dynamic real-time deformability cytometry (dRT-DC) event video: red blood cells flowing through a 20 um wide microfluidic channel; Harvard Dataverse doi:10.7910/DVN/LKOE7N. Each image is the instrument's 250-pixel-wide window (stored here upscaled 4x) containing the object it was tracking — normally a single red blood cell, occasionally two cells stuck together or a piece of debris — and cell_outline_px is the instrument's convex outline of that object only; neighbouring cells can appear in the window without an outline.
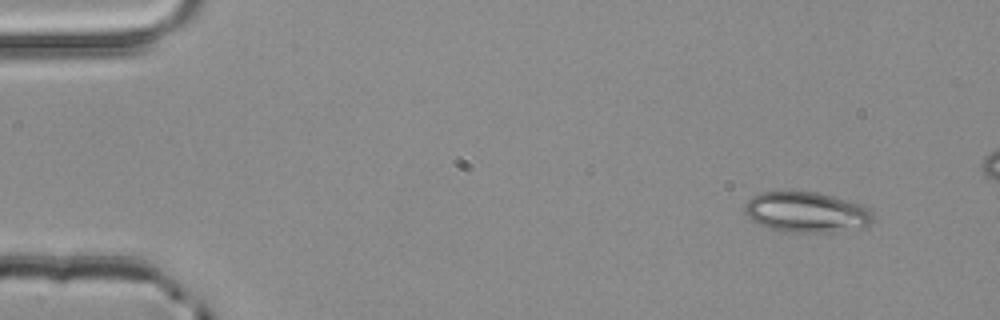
{"species": "common noctule bat (a hibernating species)", "species_latin": "Nyctalus noctula", "temperature_condition": "room temperature", "stored_images_in_passage": 4, "camera_frame_rate_fps": 3000, "um_per_image_px": 0.085, "animal": {"sex": "male", "body_mass_g": 20.4}, "frame": {"image": 1, "passage_image": 1, "time_ms": 0.0, "image_size_px": [1000, 320], "cell_outline_px": [[872, 224], [828, 232], [784, 232], [760, 224], [752, 220], [744, 212], [744, 204], [752, 196], [760, 192], [816, 192], [832, 196], [860, 204], [872, 212]], "centroid_in_image_um": [68.49, 18.03], "position_along_channel_um": 16.5, "area_um2": 29.71}}